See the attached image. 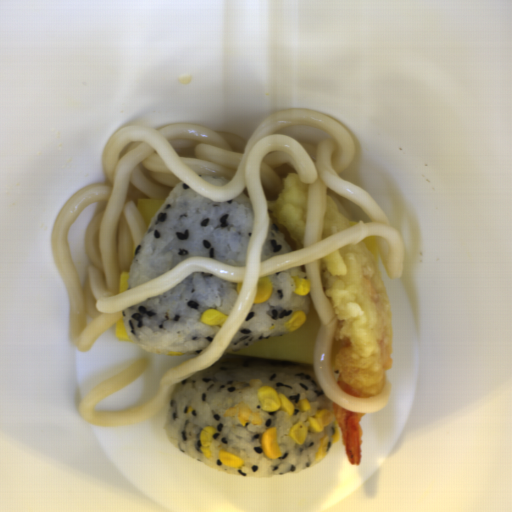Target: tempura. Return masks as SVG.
Masks as SVG:
<instances>
[{
	"mask_svg": "<svg viewBox=\"0 0 512 512\" xmlns=\"http://www.w3.org/2000/svg\"><path fill=\"white\" fill-rule=\"evenodd\" d=\"M282 181L283 189L276 198L272 213L296 242L297 250L302 249L308 211V185L293 172H288Z\"/></svg>",
	"mask_w": 512,
	"mask_h": 512,
	"instance_id": "obj_2",
	"label": "tempura"
},
{
	"mask_svg": "<svg viewBox=\"0 0 512 512\" xmlns=\"http://www.w3.org/2000/svg\"><path fill=\"white\" fill-rule=\"evenodd\" d=\"M333 414L337 421L342 444L351 465H360L362 462L361 435L363 433L359 420L366 413L353 412L333 402Z\"/></svg>",
	"mask_w": 512,
	"mask_h": 512,
	"instance_id": "obj_3",
	"label": "tempura"
},
{
	"mask_svg": "<svg viewBox=\"0 0 512 512\" xmlns=\"http://www.w3.org/2000/svg\"><path fill=\"white\" fill-rule=\"evenodd\" d=\"M319 273L337 318L333 339L342 341L333 378L350 395L375 397L393 365L392 307L381 279L377 237H365L320 258Z\"/></svg>",
	"mask_w": 512,
	"mask_h": 512,
	"instance_id": "obj_1",
	"label": "tempura"
},
{
	"mask_svg": "<svg viewBox=\"0 0 512 512\" xmlns=\"http://www.w3.org/2000/svg\"><path fill=\"white\" fill-rule=\"evenodd\" d=\"M358 222L349 220L340 213L336 203L326 195V210L321 230V240L335 233L343 232Z\"/></svg>",
	"mask_w": 512,
	"mask_h": 512,
	"instance_id": "obj_4",
	"label": "tempura"
}]
</instances>
